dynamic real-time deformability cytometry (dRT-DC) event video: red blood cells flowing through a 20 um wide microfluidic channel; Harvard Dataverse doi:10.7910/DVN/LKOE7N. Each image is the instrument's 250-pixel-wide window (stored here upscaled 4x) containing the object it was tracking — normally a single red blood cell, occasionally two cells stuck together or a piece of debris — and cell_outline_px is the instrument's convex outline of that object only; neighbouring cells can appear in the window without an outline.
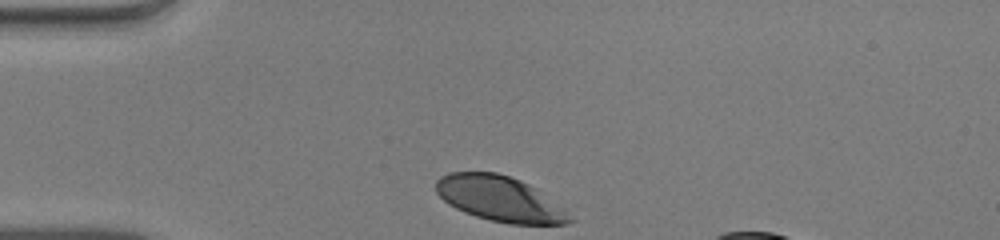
{"species": "human", "species_latin": "Homo sapiens", "temperature_condition": "warm", "stored_images_in_passage": 30, "camera_frame_rate_fps": 3000, "um_per_image_px": 0.085, "donor": {"sex": "male"}, "frame": {"image": 1, "passage_image": 1, "time_ms": 0.0, "image_size_px": [1000, 240], "cell_outline_px": [[576, 220], [568, 224], [508, 224], [476, 216], [464, 212], [448, 204], [436, 192], [436, 180], [440, 176], [448, 172], [496, 172], [520, 180], [536, 188], [564, 208]], "centroid_in_image_um": [42.5, 16.9], "position_along_channel_um": 42.5, "area_um2": 35.32}}
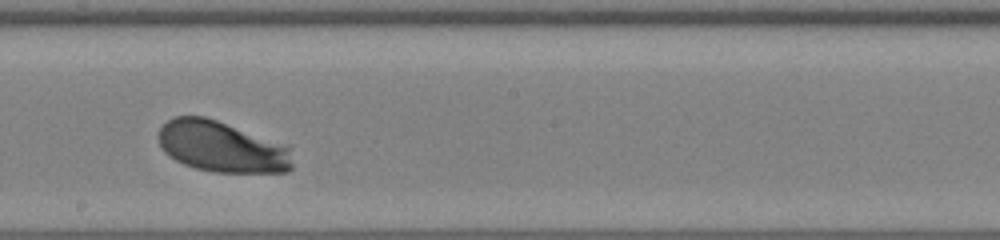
{"frame": {"image": 2, "passage_image": 18, "time_ms": 5.667, "image_size_px": [1000, 240], "cell_outline_px": [[292, 168], [288, 172], [212, 172], [196, 168], [184, 164], [168, 156], [160, 148], [156, 136], [160, 128], [172, 116], [204, 116], [288, 144], [292, 148]], "centroid_in_image_um": [18.86, 12.47], "position_along_channel_um": 229.3, "area_um2": 40.46}}
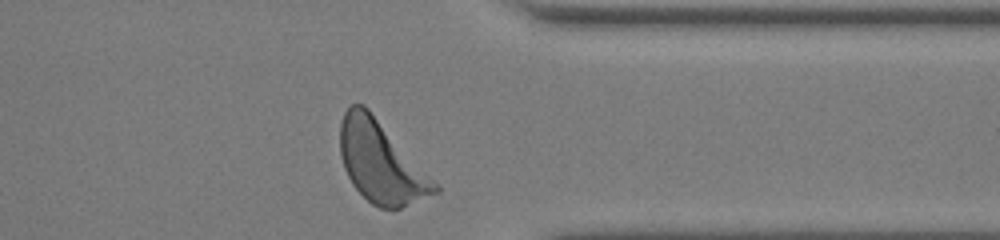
{"frame": {"image": 3, "passage_image": 30, "time_ms": 9.667, "image_size_px": [1000, 240], "cell_outline_px": [[440, 192], [400, 208], [380, 208], [372, 204], [352, 184], [344, 168], [340, 156], [340, 124], [344, 112], [352, 104], [364, 104], [368, 108], [440, 184]], "centroid_in_image_um": [32.41, 13.79], "position_along_channel_um": 379.0, "area_um2": 44.97}, "authors_computed_cell_mechanics": {"area_um2": 39.7375, "velocity_mm_per_s": 3.884, "shape_relaxation_time_tau1_ms": 0.8257, "shape_relaxation_time_tau2_ms": 2.6621, "deformation_change_tau1": 0.0953, "deformation_change_tau2": 0.0814}}